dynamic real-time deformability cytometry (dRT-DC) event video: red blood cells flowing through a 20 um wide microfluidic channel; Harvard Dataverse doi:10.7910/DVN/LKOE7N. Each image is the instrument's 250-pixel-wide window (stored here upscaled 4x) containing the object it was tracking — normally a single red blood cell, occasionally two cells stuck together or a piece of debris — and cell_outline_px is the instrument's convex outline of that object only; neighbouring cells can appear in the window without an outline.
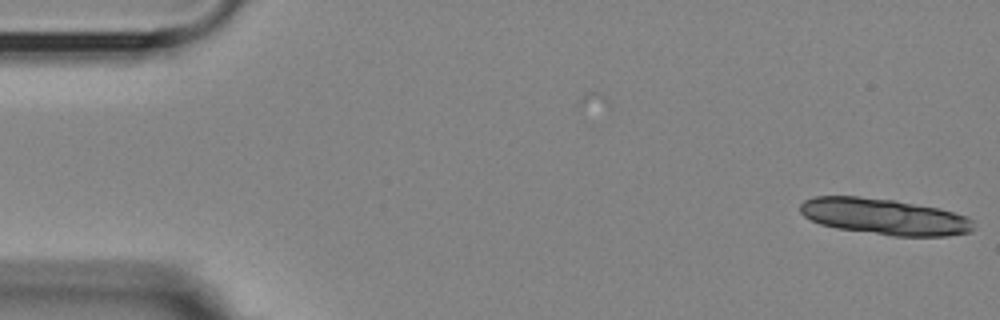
{"species": "Egyptian fruit bat (a non-hibernating species)", "species_latin": "Rousettus aegyptiacus", "temperature_condition": "room temperature", "stored_images_in_passage": 2, "camera_frame_rate_fps": 3000, "um_per_image_px": 0.085, "animal": {"sex": "female"}, "frame": {"image": 1, "passage_image": 2, "time_ms": 0.333, "image_size_px": [1000, 320], "cell_outline_px": [[976, 228], [972, 232], [948, 236], [892, 236], [836, 228], [820, 224], [804, 216], [800, 212], [800, 204], [804, 200], [816, 196], [856, 196], [896, 200], [940, 208], [968, 216], [972, 220]], "centroid_in_image_um": [75.22, 18.41], "position_along_channel_um": 9.8, "area_um2": 36.93}}